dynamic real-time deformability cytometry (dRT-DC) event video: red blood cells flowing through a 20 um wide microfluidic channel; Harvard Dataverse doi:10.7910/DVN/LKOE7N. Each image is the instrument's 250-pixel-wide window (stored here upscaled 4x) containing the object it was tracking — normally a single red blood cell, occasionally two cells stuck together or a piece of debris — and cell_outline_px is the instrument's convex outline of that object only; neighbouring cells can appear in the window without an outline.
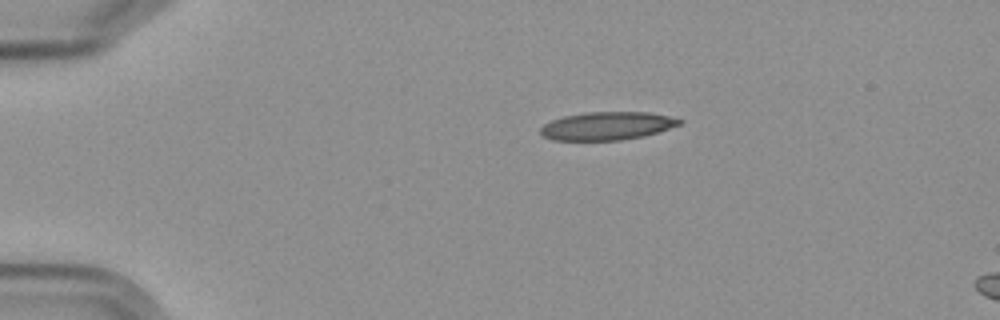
{"species": "Egyptian fruit bat (a non-hibernating species)", "species_latin": "Rousettus aegyptiacus", "temperature_condition": "cold", "stored_images_in_passage": 3, "segment_of_instrument_passage": [1, 2], "camera_frame_rate_fps": 3000, "um_per_image_px": 0.085, "frame": {"image": 1, "passage_image": 1, "time_ms": 0.0, "image_size_px": [1000, 320], "cell_outline_px": [[684, 120], [680, 124], [644, 136], [620, 140], [552, 140], [544, 136], [540, 132], [540, 128], [544, 124], [552, 120], [564, 116], [588, 112], [648, 112], [668, 116]], "centroid_in_image_um": [51.58, 10.7], "position_along_channel_um": 33.4, "area_um2": 22.54}}